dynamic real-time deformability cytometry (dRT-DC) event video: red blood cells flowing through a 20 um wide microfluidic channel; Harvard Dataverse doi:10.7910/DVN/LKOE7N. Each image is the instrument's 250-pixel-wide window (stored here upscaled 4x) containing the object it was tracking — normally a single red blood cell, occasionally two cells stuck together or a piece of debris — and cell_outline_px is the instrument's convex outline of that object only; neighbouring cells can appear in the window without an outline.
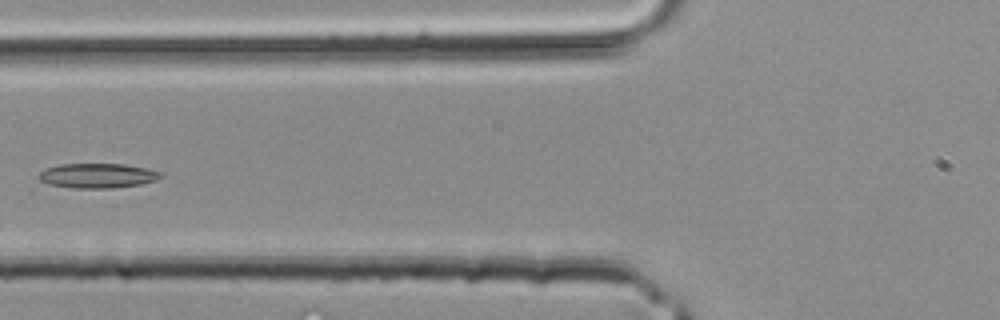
{"species": "common noctule bat (a hibernating species)", "species_latin": "Nyctalus noctula", "temperature_condition": "room temperature", "stored_images_in_passage": 4, "camera_frame_rate_fps": 3000, "um_per_image_px": 0.085, "animal": {"sex": "male", "body_mass_g": 20.4}, "frame": {"image": 1, "passage_image": 4, "time_ms": 1.0, "image_size_px": [1000, 320], "cell_outline_px": [[164, 176], [156, 180], [140, 184], [108, 188], [76, 188], [48, 184], [40, 180], [36, 176], [44, 168], [60, 164], [124, 164], [164, 172]], "centroid_in_image_um": [8.28, 14.92], "position_along_channel_um": 117.5, "area_um2": 17.57}}